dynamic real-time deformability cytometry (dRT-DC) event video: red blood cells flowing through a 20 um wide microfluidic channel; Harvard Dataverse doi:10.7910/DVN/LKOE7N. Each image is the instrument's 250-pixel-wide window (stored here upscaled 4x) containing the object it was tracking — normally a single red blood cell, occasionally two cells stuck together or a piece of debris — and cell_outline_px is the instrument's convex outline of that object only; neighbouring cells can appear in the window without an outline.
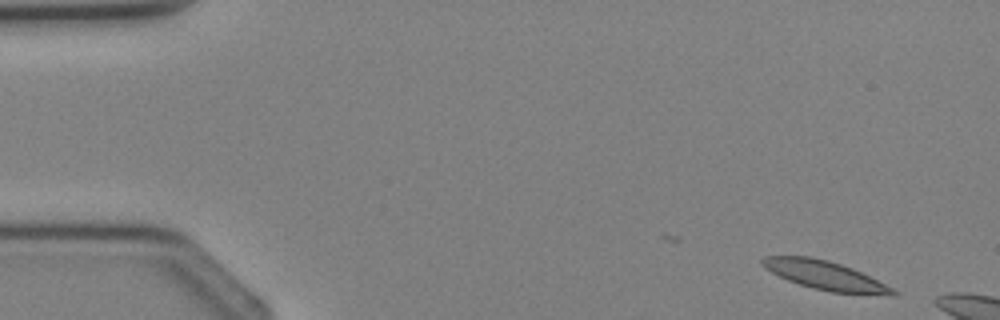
{"species": "Egyptian fruit bat (a non-hibernating species)", "species_latin": "Rousettus aegyptiacus", "temperature_condition": "cold", "stored_images_in_passage": 3, "camera_frame_rate_fps": 3000, "um_per_image_px": 0.085, "animal": {"sex": "female"}, "frame": {"image": 1, "passage_image": 1, "time_ms": 0.0, "image_size_px": [1000, 320], "cell_outline_px": [[900, 292], [892, 296], [832, 292], [812, 288], [788, 280], [764, 268], [760, 264], [760, 260], [764, 256], [808, 256], [828, 260], [852, 268]], "centroid_in_image_um": [70.12, 23.41], "position_along_channel_um": 14.9, "area_um2": 21.79}}